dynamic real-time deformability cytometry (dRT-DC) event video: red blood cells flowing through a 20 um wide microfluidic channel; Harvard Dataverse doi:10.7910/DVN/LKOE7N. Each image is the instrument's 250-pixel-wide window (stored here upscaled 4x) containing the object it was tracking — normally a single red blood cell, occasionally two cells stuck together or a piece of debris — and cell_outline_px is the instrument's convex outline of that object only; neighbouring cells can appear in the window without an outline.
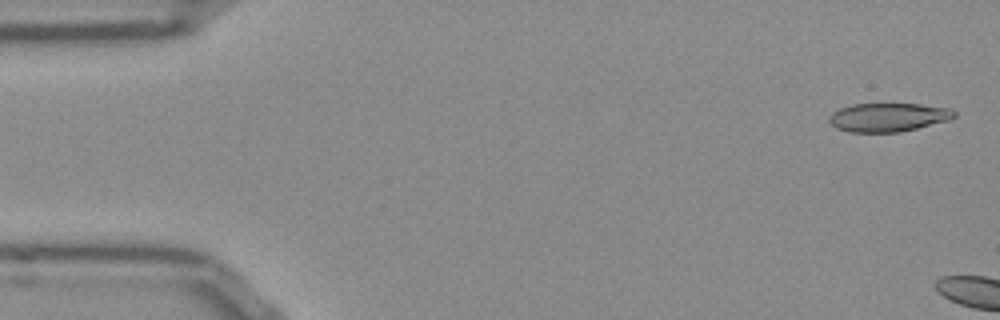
{"species": "Egyptian fruit bat (a non-hibernating species)", "species_latin": "Rousettus aegyptiacus", "temperature_condition": "room temperature", "stored_images_in_passage": 5, "camera_frame_rate_fps": 3000, "um_per_image_px": 0.085, "frame": {"image": 1, "passage_image": 1, "time_ms": 0.0, "image_size_px": [1000, 320], "cell_outline_px": [[956, 116], [948, 120], [900, 132], [848, 132], [836, 128], [828, 120], [828, 116], [832, 112], [840, 108], [852, 104], [920, 104], [948, 108], [956, 112]], "centroid_in_image_um": [75.46, 9.97], "position_along_channel_um": 9.5, "area_um2": 20.81}}